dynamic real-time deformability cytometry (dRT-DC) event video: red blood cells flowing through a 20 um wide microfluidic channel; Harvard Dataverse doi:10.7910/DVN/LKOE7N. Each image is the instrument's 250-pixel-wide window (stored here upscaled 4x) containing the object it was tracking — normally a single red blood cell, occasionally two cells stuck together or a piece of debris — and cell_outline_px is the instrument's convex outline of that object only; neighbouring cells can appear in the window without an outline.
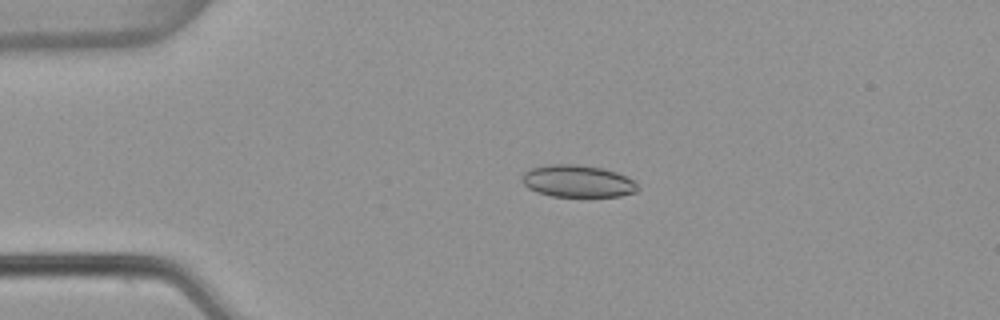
{"species": "common noctule bat (a hibernating species)", "species_latin": "Nyctalus noctula", "temperature_condition": "warm", "stored_images_in_passage": 4, "camera_frame_rate_fps": 3000, "um_per_image_px": 0.085, "animal": {"sex": "female", "body_mass_g": 22.7, "forearm_length_mm": 54.2}, "frame": {"image": 1, "passage_image": 3, "time_ms": 0.667, "image_size_px": [1000, 320], "cell_outline_px": [[640, 188], [636, 192], [620, 196], [552, 196], [536, 192], [528, 188], [524, 184], [520, 176], [524, 172], [532, 168], [548, 164], [576, 164], [604, 168], [616, 172], [632, 180]], "centroid_in_image_um": [49.07, 15.39], "position_along_channel_um": 35.9, "area_um2": 21.68}}